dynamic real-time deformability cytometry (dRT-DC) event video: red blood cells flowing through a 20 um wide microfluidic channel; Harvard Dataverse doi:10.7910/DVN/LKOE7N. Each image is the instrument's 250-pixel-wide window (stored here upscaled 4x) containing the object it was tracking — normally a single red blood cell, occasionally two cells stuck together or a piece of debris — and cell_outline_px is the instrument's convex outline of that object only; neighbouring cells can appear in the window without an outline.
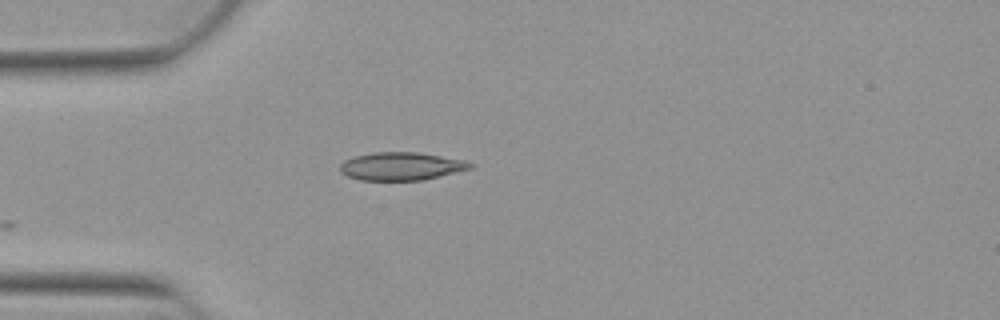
{"species": "Egyptian fruit bat (a non-hibernating species)", "species_latin": "Rousettus aegyptiacus", "temperature_condition": "warm", "stored_images_in_passage": 8, "camera_frame_rate_fps": 3000, "um_per_image_px": 0.085, "animal": {"sex": "female"}, "frame": {"image": 1, "passage_image": 1, "time_ms": 0.0, "image_size_px": [1000, 320], "cell_outline_px": [[476, 164], [472, 168], [424, 180], [360, 180], [348, 176], [340, 172], [340, 164], [344, 160], [356, 156], [372, 152], [416, 152], [464, 160]], "centroid_in_image_um": [34.1, 14.13], "position_along_channel_um": 50.9, "area_um2": 21.21}}
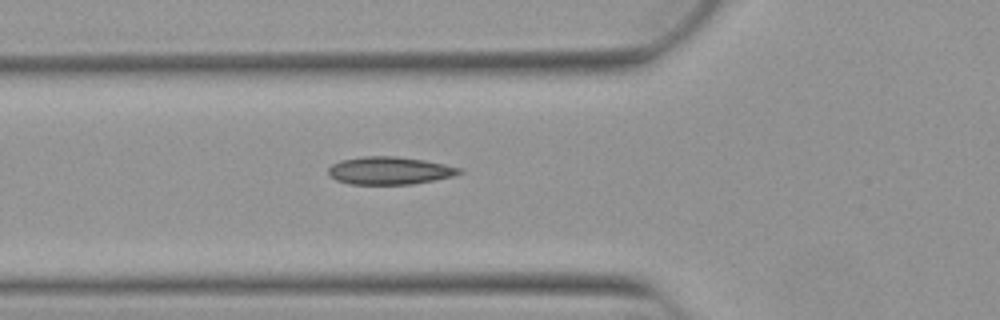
{"frame": {"image": 2, "passage_image": 5, "time_ms": 1.333, "image_size_px": [1000, 320], "cell_outline_px": [[464, 172], [452, 176], [436, 180], [412, 184], [348, 184], [336, 180], [328, 176], [328, 168], [332, 164], [340, 160], [364, 156], [396, 156], [424, 160], [464, 168]], "centroid_in_image_um": [33.12, 14.5], "position_along_channel_um": 92.7, "area_um2": 21.39}}
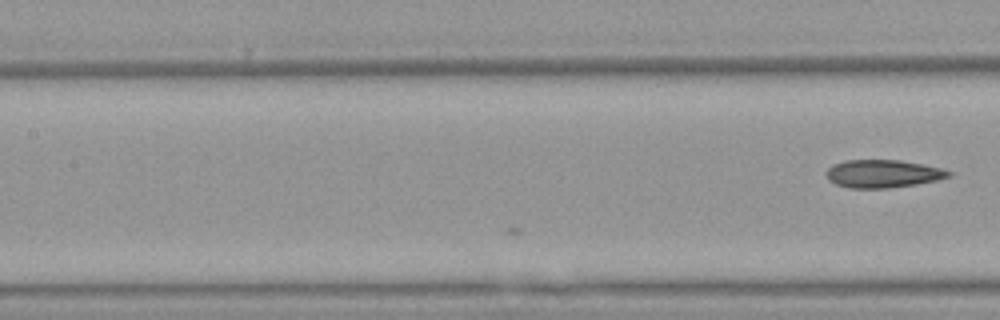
{"frame": {"image": 3, "passage_image": 8, "time_ms": 2.333, "image_size_px": [1000, 320], "cell_outline_px": [[952, 176], [936, 180], [916, 184], [888, 188], [848, 188], [836, 184], [828, 180], [824, 172], [832, 164], [844, 160], [900, 160], [924, 164], [940, 168], [952, 172]], "centroid_in_image_um": [75.01, 14.76], "position_along_channel_um": 132.4, "area_um2": 20.06}}